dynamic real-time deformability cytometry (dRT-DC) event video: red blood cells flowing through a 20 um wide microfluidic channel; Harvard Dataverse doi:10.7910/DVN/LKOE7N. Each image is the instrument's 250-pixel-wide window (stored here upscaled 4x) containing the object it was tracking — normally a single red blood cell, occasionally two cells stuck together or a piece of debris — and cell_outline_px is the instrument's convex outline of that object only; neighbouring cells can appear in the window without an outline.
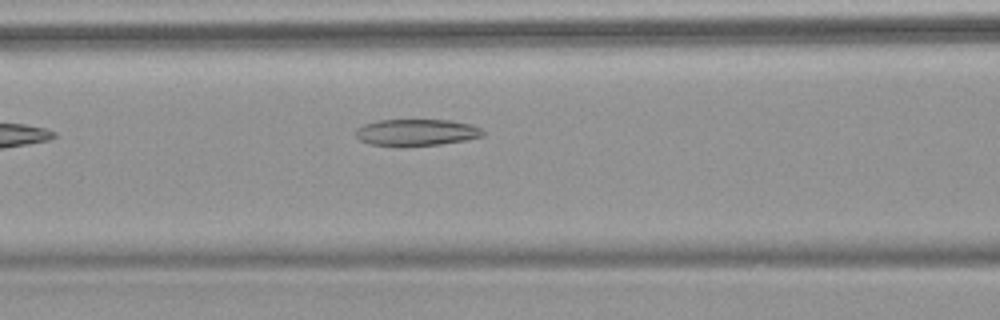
{"species": "common noctule bat (a hibernating species)", "species_latin": "Nyctalus noctula", "temperature_condition": "warm", "stored_images_in_passage": 5, "camera_frame_rate_fps": 3000, "um_per_image_px": 0.085, "animal": {"sex": "female", "body_mass_g": 18.4}, "frame": {"image": 1, "passage_image": 5, "time_ms": 5.0, "image_size_px": [1000, 320], "cell_outline_px": [[484, 136], [468, 140], [440, 144], [368, 144], [360, 140], [356, 136], [356, 128], [364, 124], [380, 120], [452, 120], [472, 124], [480, 128], [484, 132]], "centroid_in_image_um": [35.46, 11.22], "position_along_channel_um": 131.1, "area_um2": 19.31}}